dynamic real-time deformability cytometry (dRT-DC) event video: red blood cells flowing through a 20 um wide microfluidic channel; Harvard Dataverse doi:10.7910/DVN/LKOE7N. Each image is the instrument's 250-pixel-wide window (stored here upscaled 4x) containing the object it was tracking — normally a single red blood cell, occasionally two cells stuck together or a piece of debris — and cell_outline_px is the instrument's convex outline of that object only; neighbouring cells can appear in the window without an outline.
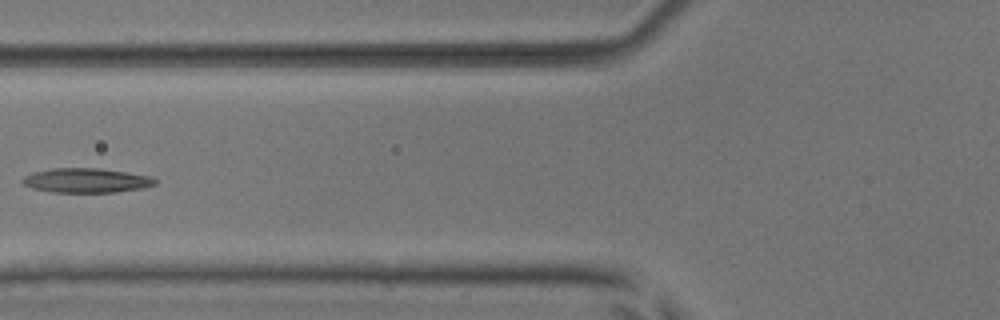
{"species": "common noctule bat (a hibernating species)", "species_latin": "Nyctalus noctula", "temperature_condition": "room temperature", "stored_images_in_passage": 6, "camera_frame_rate_fps": 3000, "um_per_image_px": 0.085, "animal": {"sex": "male", "body_mass_g": 17.9, "forearm_length_mm": 54.2}, "frame": {"image": 1, "passage_image": 5, "time_ms": 4.667, "image_size_px": [1000, 320], "cell_outline_px": [[156, 184], [144, 188], [116, 192], [52, 192], [32, 188], [24, 184], [20, 180], [24, 176], [36, 172], [52, 168], [100, 168], [152, 176], [156, 180]], "centroid_in_image_um": [7.36, 15.34], "position_along_channel_um": 118.4, "area_um2": 18.9}}
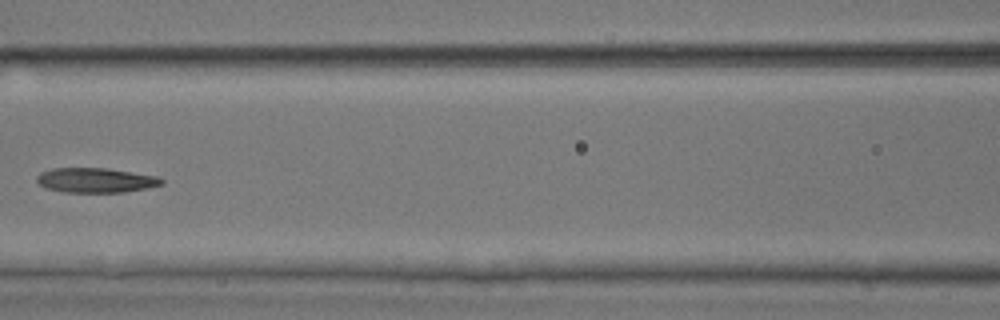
{"frame": {"image": 2, "passage_image": 6, "time_ms": 5.667, "image_size_px": [1000, 320], "cell_outline_px": [[164, 184], [124, 192], [64, 192], [44, 188], [36, 184], [36, 176], [40, 172], [52, 168], [108, 168], [156, 176], [164, 180]], "centroid_in_image_um": [8.06, 15.32], "position_along_channel_um": 158.5, "area_um2": 18.09}}